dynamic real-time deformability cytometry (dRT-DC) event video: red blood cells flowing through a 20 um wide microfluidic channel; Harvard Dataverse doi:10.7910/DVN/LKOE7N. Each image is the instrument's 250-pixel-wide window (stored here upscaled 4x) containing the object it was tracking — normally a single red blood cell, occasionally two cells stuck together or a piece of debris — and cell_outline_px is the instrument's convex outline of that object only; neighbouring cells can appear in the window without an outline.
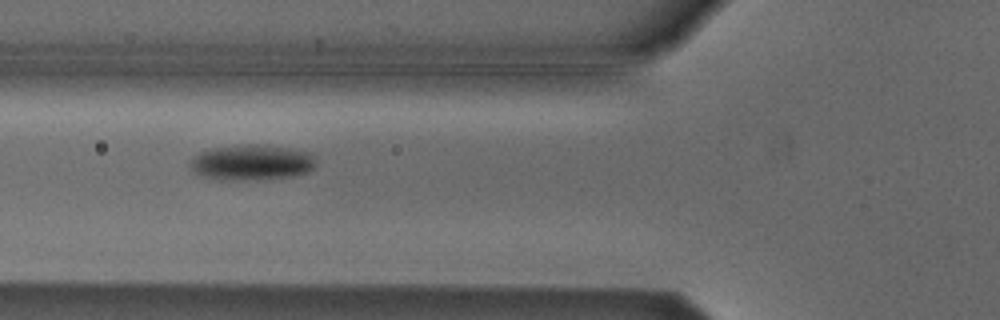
{"species": "Egyptian fruit bat (a non-hibernating species)", "species_latin": "Rousettus aegyptiacus", "temperature_condition": "cold", "stored_images_in_passage": 6, "camera_frame_rate_fps": 3000, "um_per_image_px": 0.085, "animal": {"sex": "male"}, "frame": {"image": 1, "passage_image": 4, "time_ms": 1.0, "image_size_px": [1000, 320], "cell_outline_px": [[316, 164], [308, 172], [292, 176], [220, 180], [204, 176], [196, 172], [192, 168], [192, 156], [200, 152], [212, 148], [236, 144], [264, 144], [288, 148], [308, 152], [316, 160]], "centroid_in_image_um": [21.39, 13.77], "position_along_channel_um": 104.4, "area_um2": 25.61}}
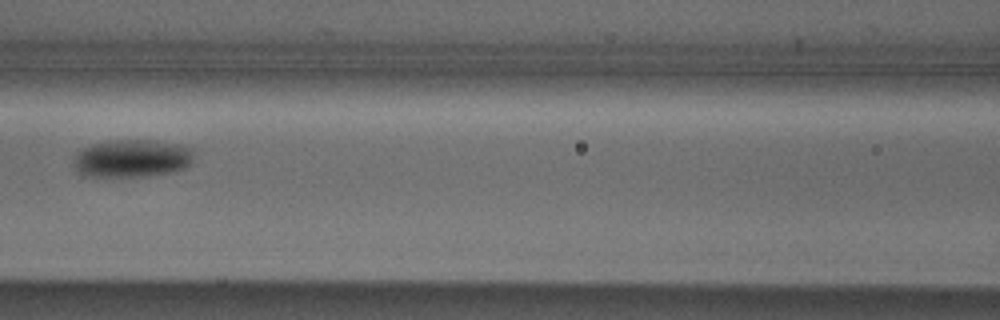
{"frame": {"image": 2, "passage_image": 5, "time_ms": 1.333, "image_size_px": [1000, 320], "cell_outline_px": [[192, 160], [184, 168], [172, 172], [148, 176], [84, 176], [76, 168], [72, 160], [76, 152], [80, 148], [92, 144], [108, 140], [148, 140], [180, 144], [192, 148]], "centroid_in_image_um": [11.18, 13.45], "position_along_channel_um": 155.4, "area_um2": 26.59}}
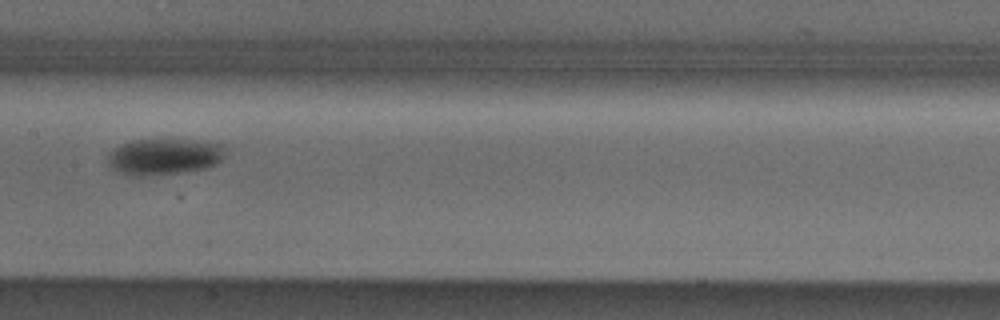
{"frame": {"image": 3, "passage_image": 6, "time_ms": 1.667, "image_size_px": [1000, 320], "cell_outline_px": [[224, 152], [220, 160], [216, 164], [208, 168], [180, 172], [140, 176], [132, 176], [120, 172], [112, 168], [108, 164], [108, 152], [112, 148], [120, 144], [132, 140], [192, 140], [220, 144]], "centroid_in_image_um": [13.88, 13.31], "position_along_channel_um": 193.5, "area_um2": 24.57}}